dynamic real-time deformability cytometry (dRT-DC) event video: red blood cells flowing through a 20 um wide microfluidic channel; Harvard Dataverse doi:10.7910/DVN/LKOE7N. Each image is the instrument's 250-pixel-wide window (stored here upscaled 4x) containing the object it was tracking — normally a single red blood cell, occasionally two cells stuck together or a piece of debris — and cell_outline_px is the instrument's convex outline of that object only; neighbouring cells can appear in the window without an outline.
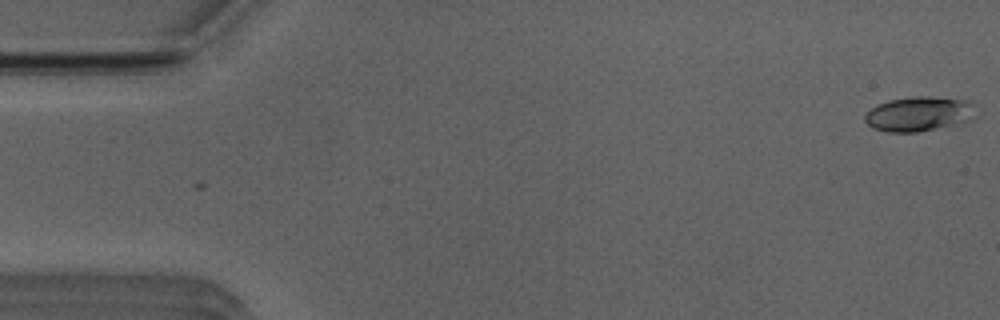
{"species": "Egyptian fruit bat (a non-hibernating species)", "species_latin": "Rousettus aegyptiacus", "temperature_condition": "room temperature", "stored_images_in_passage": 47, "camera_frame_rate_fps": 3000, "um_per_image_px": 0.085, "animal": {"sex": "male"}, "frame": {"image": 1, "passage_image": 1, "time_ms": 0.0, "image_size_px": [1000, 320], "cell_outline_px": [[976, 116], [972, 120], [964, 124], [916, 132], [888, 132], [872, 128], [864, 120], [864, 116], [876, 104], [888, 100], [912, 96], [928, 96], [968, 100], [972, 104]], "centroid_in_image_um": [78.14, 9.69], "position_along_channel_um": 6.9, "area_um2": 22.83}}
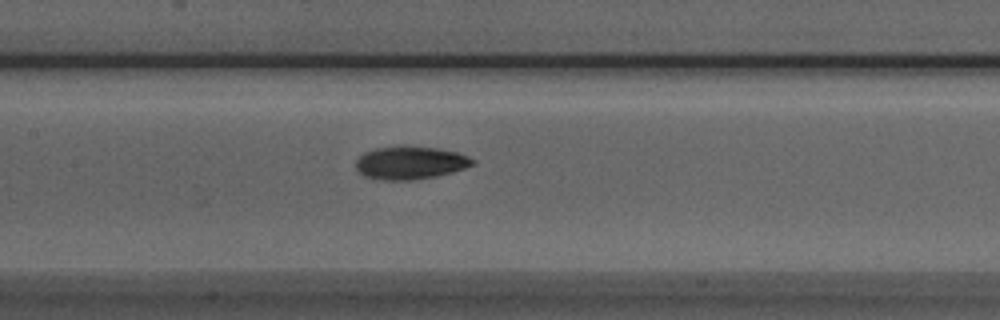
{"frame": {"image": 2, "passage_image": 24, "time_ms": 7.667, "image_size_px": [1000, 320], "cell_outline_px": [[476, 164], [452, 172], [436, 176], [412, 180], [380, 180], [364, 176], [356, 168], [356, 160], [364, 152], [376, 148], [404, 144], [436, 148], [456, 152], [468, 156], [476, 160]], "centroid_in_image_um": [34.87, 13.82], "position_along_channel_um": 172.5, "area_um2": 22.77}}
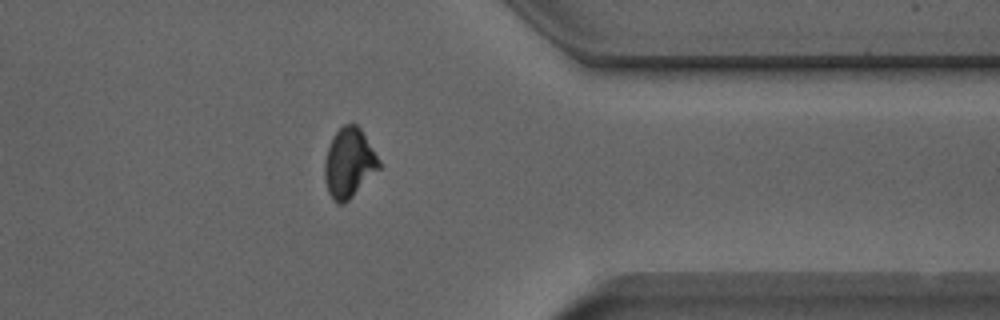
{"frame": {"image": 3, "passage_image": 41, "time_ms": 13.333, "image_size_px": [1000, 320], "cell_outline_px": [[380, 168], [344, 204], [336, 204], [332, 200], [328, 192], [324, 180], [324, 160], [332, 136], [344, 124], [356, 124], [360, 128], [380, 160]], "centroid_in_image_um": [29.64, 13.87], "position_along_channel_um": 381.8, "area_um2": 22.02}, "authors_computed_cell_mechanics": {"area_um2": 21.9062, "velocity_mm_per_s": 3.935, "shape_relaxation_time_tau1_ms": 3.95, "shape_relaxation_time_tau2_ms": 4.5991, "deformation_change_tau1": 0.1206, "deformation_change_tau2": 0.1028}}